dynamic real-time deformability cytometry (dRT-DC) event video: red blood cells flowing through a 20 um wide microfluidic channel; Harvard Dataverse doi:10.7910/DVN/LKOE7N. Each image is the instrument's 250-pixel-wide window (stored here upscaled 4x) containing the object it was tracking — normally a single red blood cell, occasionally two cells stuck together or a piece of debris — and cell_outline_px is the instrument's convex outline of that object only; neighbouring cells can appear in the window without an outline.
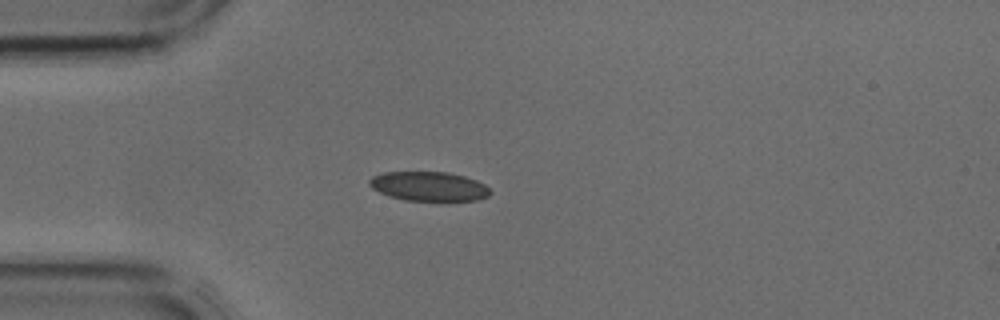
{"species": "common noctule bat (a hibernating species)", "species_latin": "Nyctalus noctula", "temperature_condition": "cold", "stored_images_in_passage": 11, "camera_frame_rate_fps": 3000, "um_per_image_px": 0.085, "animal": {"sex": "male", "body_mass_g": 17.9, "forearm_length_mm": 54.2}, "frame": {"image": 1, "passage_image": 10, "time_ms": 3.0, "image_size_px": [1000, 320], "cell_outline_px": [[492, 192], [488, 196], [476, 200], [404, 200], [380, 192], [372, 188], [368, 184], [368, 180], [372, 176], [384, 172], [448, 172], [464, 176], [476, 180], [484, 184]], "centroid_in_image_um": [36.44, 15.82], "position_along_channel_um": 48.6, "area_um2": 20.46}}